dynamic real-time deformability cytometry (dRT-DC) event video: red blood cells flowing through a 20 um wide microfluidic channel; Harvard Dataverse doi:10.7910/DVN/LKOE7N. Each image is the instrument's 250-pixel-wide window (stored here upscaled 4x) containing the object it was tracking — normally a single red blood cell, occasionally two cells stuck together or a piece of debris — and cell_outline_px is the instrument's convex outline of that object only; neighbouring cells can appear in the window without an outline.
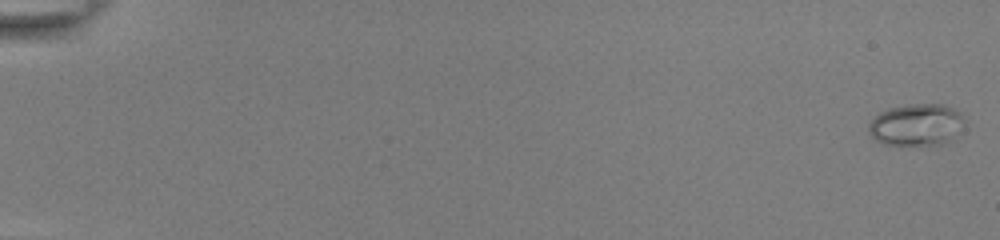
{"species": "common noctule bat (a hibernating species)", "species_latin": "Nyctalus noctula", "temperature_condition": "room temperature", "stored_images_in_passage": 18, "camera_frame_rate_fps": 3000, "um_per_image_px": 0.085, "animal": {"sex": "female", "body_mass_g": 22.0, "forearm_length_mm": 56.7}, "frame": {"image": 1, "passage_image": 1, "time_ms": 0.0, "image_size_px": [1000, 240], "cell_outline_px": [[964, 120], [948, 140], [944, 144], [884, 144], [876, 140], [868, 132], [868, 124], [880, 112], [888, 108], [912, 104], [944, 104], [960, 112], [964, 116]], "centroid_in_image_um": [77.84, 10.58], "position_along_channel_um": 7.2, "area_um2": 22.83}}